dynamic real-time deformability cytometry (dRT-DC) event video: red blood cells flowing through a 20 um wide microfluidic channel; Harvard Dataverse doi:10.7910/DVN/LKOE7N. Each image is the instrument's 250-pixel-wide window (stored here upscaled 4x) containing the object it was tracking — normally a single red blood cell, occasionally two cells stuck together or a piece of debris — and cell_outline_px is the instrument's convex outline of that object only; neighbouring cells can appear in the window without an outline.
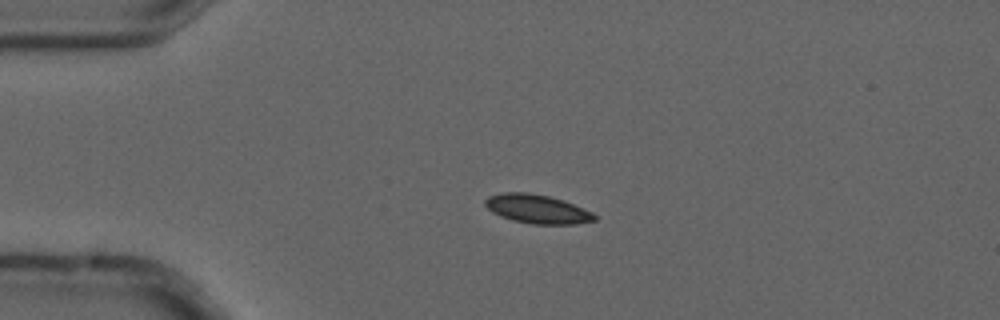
{"species": "common noctule bat (a hibernating species)", "species_latin": "Nyctalus noctula", "temperature_condition": "cold", "stored_images_in_passage": 4, "camera_frame_rate_fps": 3000, "um_per_image_px": 0.085, "animal": {"sex": "male", "forearm_length_mm": 52.5}, "frame": {"image": 1, "passage_image": 3, "time_ms": 0.667, "image_size_px": [1000, 320], "cell_outline_px": [[596, 220], [576, 224], [532, 224], [512, 220], [500, 216], [492, 212], [484, 204], [484, 200], [488, 196], [504, 192], [528, 192], [548, 196], [564, 200], [592, 212], [596, 216]], "centroid_in_image_um": [45.64, 17.76], "position_along_channel_um": 39.4, "area_um2": 18.44}}